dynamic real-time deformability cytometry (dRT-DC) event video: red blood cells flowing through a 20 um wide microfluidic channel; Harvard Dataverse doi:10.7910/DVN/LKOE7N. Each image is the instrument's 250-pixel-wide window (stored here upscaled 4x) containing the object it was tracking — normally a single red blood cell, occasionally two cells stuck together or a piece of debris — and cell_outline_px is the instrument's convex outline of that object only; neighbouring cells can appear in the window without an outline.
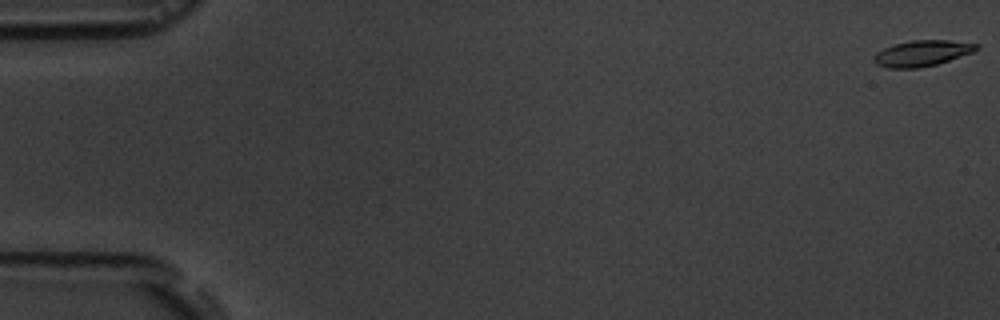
{"species": "common noctule bat (a hibernating species)", "species_latin": "Nyctalus noctula", "temperature_condition": "room temperature", "stored_images_in_passage": 6, "segment_of_instrument_passage": [2, 2], "camera_frame_rate_fps": 3000, "um_per_image_px": 0.085, "animal": {"sex": "male", "body_mass_g": 19.5, "forearm_length_mm": 54.6}, "frame": {"image": 1, "passage_image": 6, "time_ms": 5.667, "image_size_px": [1000, 320], "cell_outline_px": [[980, 48], [972, 52], [936, 64], [920, 68], [888, 68], [876, 64], [872, 60], [872, 56], [876, 52], [892, 44], [912, 40], [948, 40], [980, 44]], "centroid_in_image_um": [78.33, 4.52], "position_along_channel_um": 6.7, "area_um2": 15.55}}